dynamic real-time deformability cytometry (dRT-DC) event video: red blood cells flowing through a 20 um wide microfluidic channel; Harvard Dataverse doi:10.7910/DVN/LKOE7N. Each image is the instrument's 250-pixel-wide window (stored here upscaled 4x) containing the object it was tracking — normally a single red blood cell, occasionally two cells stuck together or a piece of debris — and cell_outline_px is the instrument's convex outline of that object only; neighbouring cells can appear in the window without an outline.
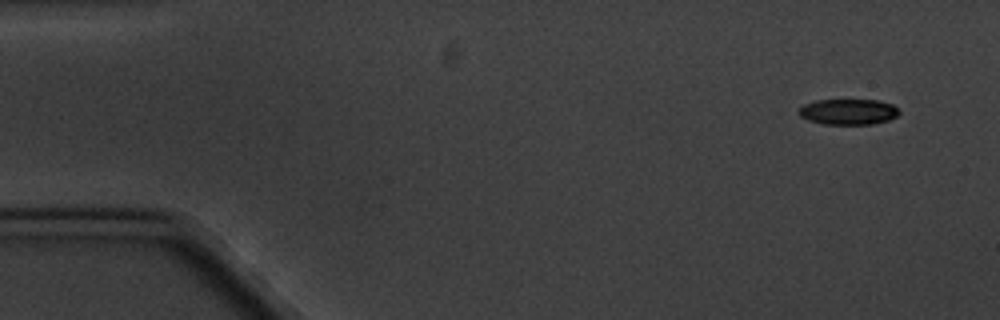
{"species": "common noctule bat (a hibernating species)", "species_latin": "Nyctalus noctula", "temperature_condition": "cold", "stored_images_in_passage": 5, "camera_frame_rate_fps": 3000, "um_per_image_px": 0.085, "animal": {"sex": "male", "body_mass_g": 20.1, "forearm_length_mm": 53.5}, "frame": {"image": 1, "passage_image": 1, "time_ms": 0.0, "image_size_px": [1000, 320], "cell_outline_px": [[900, 112], [896, 116], [888, 120], [872, 124], [824, 124], [808, 120], [800, 116], [796, 112], [804, 104], [816, 100], [876, 100], [892, 104]], "centroid_in_image_um": [72.07, 9.5], "position_along_channel_um": 12.9, "area_um2": 14.97}}
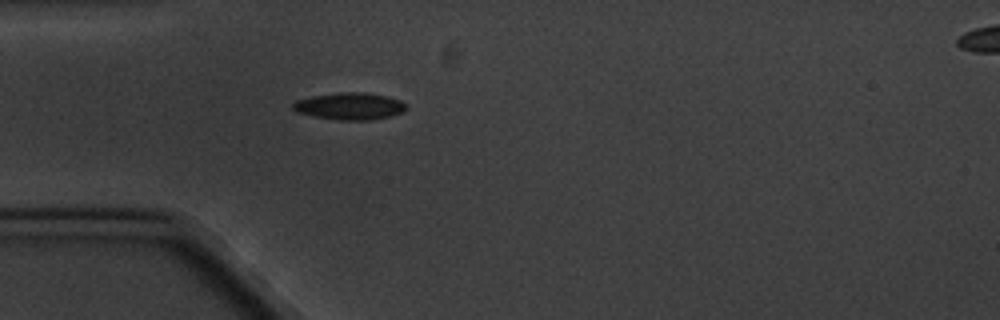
{"frame": {"image": 2, "passage_image": 5, "time_ms": 4.333, "image_size_px": [1000, 320], "cell_outline_px": [[408, 108], [404, 112], [392, 116], [372, 120], [340, 120], [316, 116], [296, 112], [292, 108], [292, 104], [296, 100], [312, 96], [340, 92], [364, 92], [384, 96], [400, 100]], "centroid_in_image_um": [29.74, 9.03], "position_along_channel_um": 55.3, "area_um2": 17.8}}